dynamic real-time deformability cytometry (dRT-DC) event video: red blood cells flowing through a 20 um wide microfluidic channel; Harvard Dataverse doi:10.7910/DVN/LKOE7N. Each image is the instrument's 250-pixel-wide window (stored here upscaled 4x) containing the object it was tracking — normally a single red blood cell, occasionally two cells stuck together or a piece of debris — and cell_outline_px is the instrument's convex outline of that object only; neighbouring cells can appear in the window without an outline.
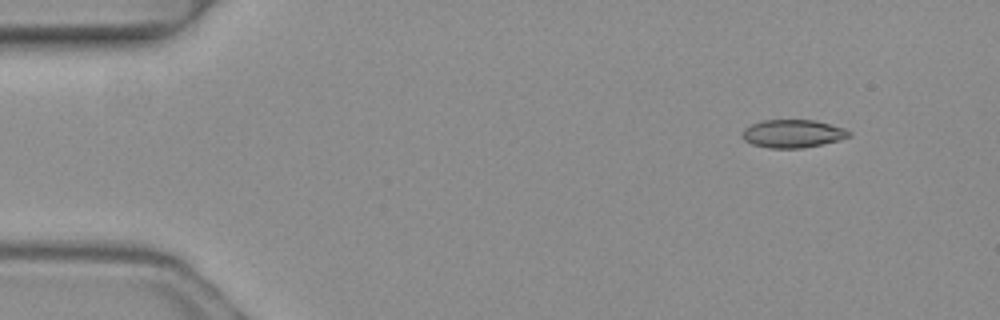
{"species": "common noctule bat (a hibernating species)", "species_latin": "Nyctalus noctula", "temperature_condition": "warm", "stored_images_in_passage": 3, "camera_frame_rate_fps": 3000, "um_per_image_px": 0.085, "animal": {"sex": "female", "body_mass_g": 19.3, "forearm_length_mm": 54.1}, "frame": {"image": 1, "passage_image": 1, "time_ms": 0.0, "image_size_px": [1000, 320], "cell_outline_px": [[852, 136], [840, 140], [800, 148], [768, 148], [752, 144], [744, 140], [740, 136], [740, 132], [744, 128], [752, 124], [764, 120], [812, 120], [844, 128], [852, 132]], "centroid_in_image_um": [67.35, 11.36], "position_along_channel_um": 17.6, "area_um2": 17.46}}
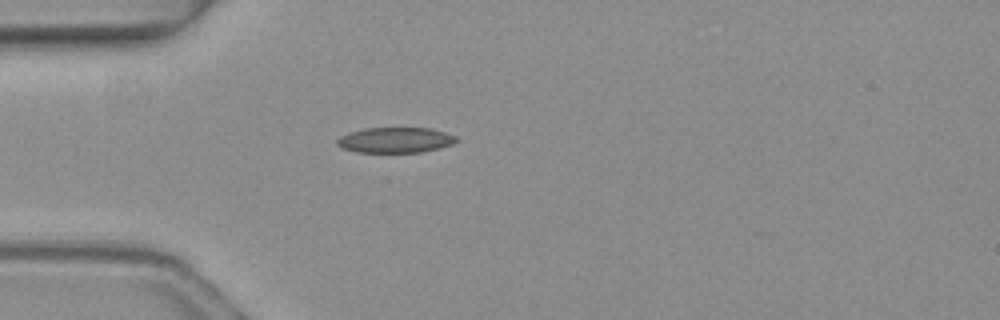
{"frame": {"image": 2, "passage_image": 3, "time_ms": 0.667, "image_size_px": [1000, 320], "cell_outline_px": [[460, 140], [452, 144], [440, 148], [420, 152], [356, 152], [340, 148], [336, 144], [336, 140], [340, 136], [364, 128], [432, 128], [456, 136]], "centroid_in_image_um": [33.61, 11.91], "position_along_channel_um": 51.4, "area_um2": 17.74}}